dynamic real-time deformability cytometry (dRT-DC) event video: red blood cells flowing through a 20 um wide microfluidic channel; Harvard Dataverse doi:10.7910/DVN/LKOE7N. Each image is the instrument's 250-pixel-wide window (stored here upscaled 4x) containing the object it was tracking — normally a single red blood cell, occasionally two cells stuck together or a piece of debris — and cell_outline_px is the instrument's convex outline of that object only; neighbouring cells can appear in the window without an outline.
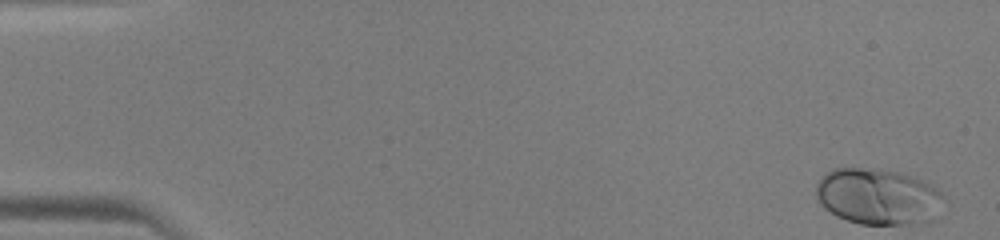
{"species": "human", "species_latin": "Homo sapiens", "temperature_condition": "warm", "stored_images_in_passage": 47, "camera_frame_rate_fps": 3000, "um_per_image_px": 0.085, "donor": {"sex": "male"}, "frame": {"image": 1, "passage_image": 1, "time_ms": 0.0, "image_size_px": [1000, 240], "cell_outline_px": [[944, 196], [936, 220], [928, 224], [860, 224], [836, 216], [824, 208], [816, 200], [816, 184], [832, 168], [860, 168], [900, 172], [924, 180], [936, 188]], "centroid_in_image_um": [74.67, 16.74], "position_along_channel_um": 10.3, "area_um2": 42.19}}
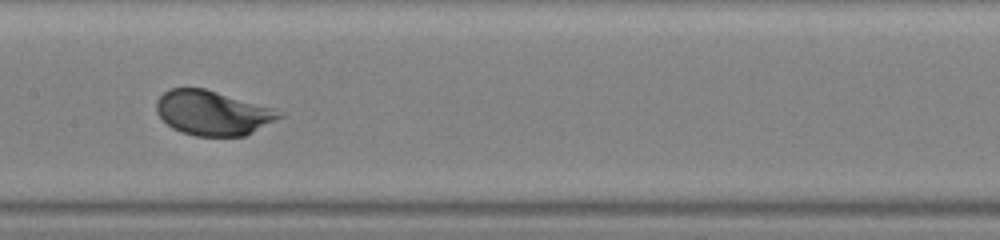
{"frame": {"image": 2, "passage_image": 24, "time_ms": 7.667, "image_size_px": [1000, 240], "cell_outline_px": [[284, 116], [244, 136], [196, 136], [180, 132], [172, 128], [156, 112], [156, 100], [168, 88], [204, 88], [276, 108], [284, 112]], "centroid_in_image_um": [18.09, 9.59], "position_along_channel_um": 189.3, "area_um2": 32.08}}
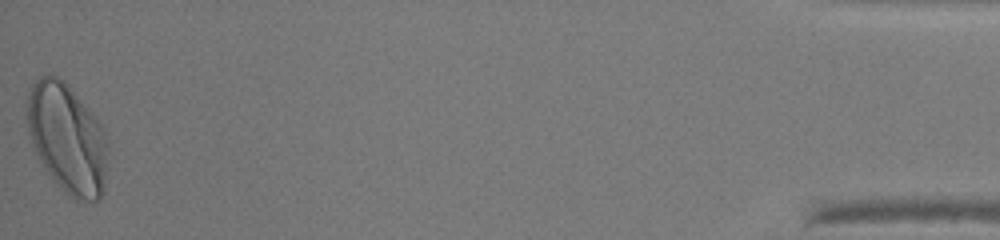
{"frame": {"image": 3, "passage_image": 47, "time_ms": 15.333, "image_size_px": [1000, 240], "cell_outline_px": [[108, 152], [104, 188], [100, 200], [76, 200], [48, 172], [40, 160], [32, 144], [28, 132], [28, 96], [32, 84], [40, 76], [56, 76], [64, 80], [68, 84], [100, 124], [108, 140]], "centroid_in_image_um": [5.74, 11.75], "position_along_channel_um": 429.5, "area_um2": 50.63}}